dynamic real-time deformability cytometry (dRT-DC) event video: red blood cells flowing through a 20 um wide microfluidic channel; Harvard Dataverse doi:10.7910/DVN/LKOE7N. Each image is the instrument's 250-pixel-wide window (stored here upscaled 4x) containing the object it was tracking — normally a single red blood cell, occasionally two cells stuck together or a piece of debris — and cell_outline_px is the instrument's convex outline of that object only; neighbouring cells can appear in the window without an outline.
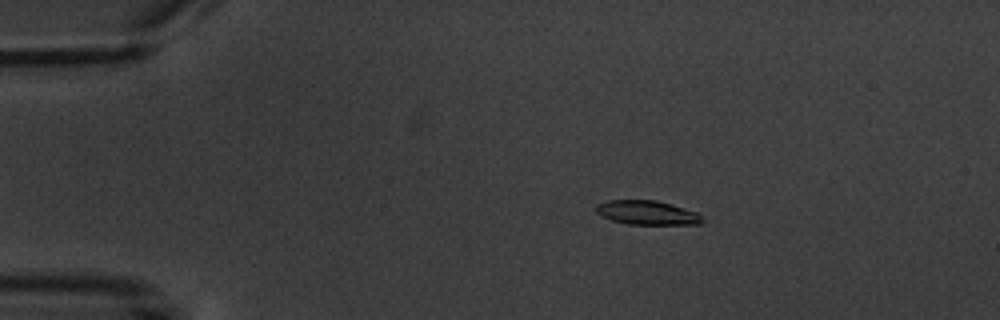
{"species": "common noctule bat (a hibernating species)", "species_latin": "Nyctalus noctula", "temperature_condition": "warm", "stored_images_in_passage": 5, "camera_frame_rate_fps": 3000, "um_per_image_px": 0.085, "animal": {"sex": "male", "body_mass_g": 20.1, "forearm_length_mm": 53.5}, "frame": {"image": 1, "passage_image": 3, "time_ms": 3.333, "image_size_px": [1000, 320], "cell_outline_px": [[704, 220], [700, 224], [628, 224], [612, 220], [596, 212], [596, 204], [608, 200], [656, 200], [696, 212]], "centroid_in_image_um": [54.98, 18.07], "position_along_channel_um": 30.0, "area_um2": 14.68}}